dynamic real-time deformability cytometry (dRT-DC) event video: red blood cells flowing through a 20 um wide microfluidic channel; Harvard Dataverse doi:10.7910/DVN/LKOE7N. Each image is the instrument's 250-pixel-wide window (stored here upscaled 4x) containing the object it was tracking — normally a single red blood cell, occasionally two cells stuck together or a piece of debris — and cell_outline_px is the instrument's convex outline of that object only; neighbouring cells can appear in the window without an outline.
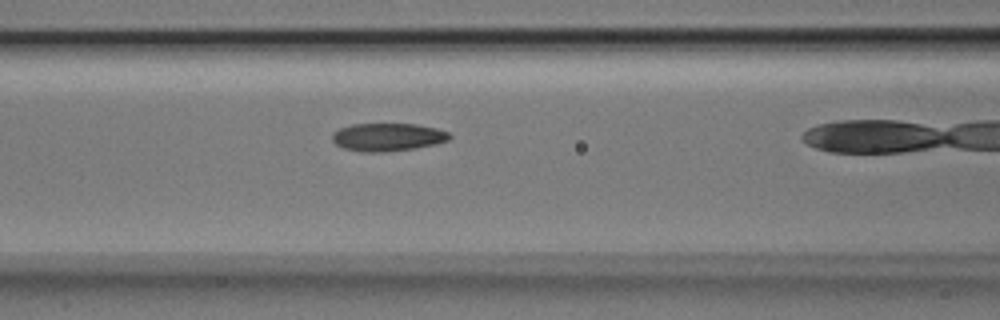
{"species": "Egyptian fruit bat (a non-hibernating species)", "species_latin": "Rousettus aegyptiacus", "temperature_condition": "room temperature", "stored_images_in_passage": 33, "camera_frame_rate_fps": 3000, "um_per_image_px": 0.085, "animal": {"sex": "male"}, "frame": {"image": 1, "passage_image": 14, "time_ms": 4.333, "image_size_px": [1000, 320], "cell_outline_px": [[452, 136], [448, 140], [436, 144], [416, 148], [388, 152], [360, 152], [344, 148], [336, 144], [332, 140], [332, 132], [340, 128], [352, 124], [416, 124], [436, 128], [448, 132]], "centroid_in_image_um": [32.95, 11.66], "position_along_channel_um": 133.7, "area_um2": 19.25}}
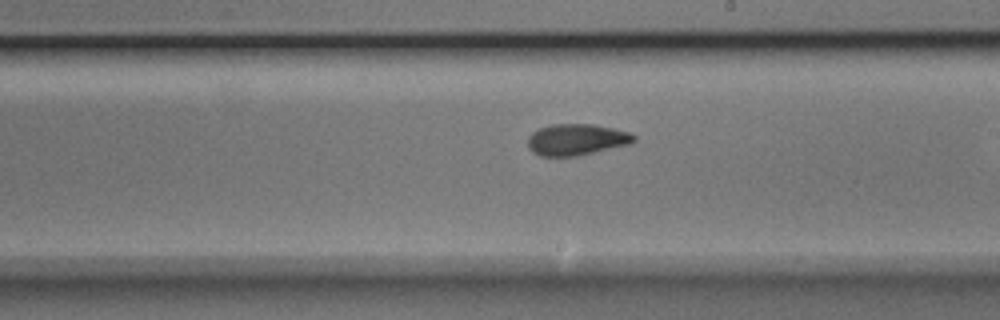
{"frame": {"image": 2, "passage_image": 22, "time_ms": 7.0, "image_size_px": [1000, 320], "cell_outline_px": [[636, 140], [628, 144], [576, 156], [540, 156], [532, 152], [528, 148], [528, 136], [532, 132], [540, 128], [552, 124], [592, 124], [612, 128], [628, 132], [636, 136]], "centroid_in_image_um": [48.96, 11.86], "position_along_channel_um": 240.0, "area_um2": 19.25}}
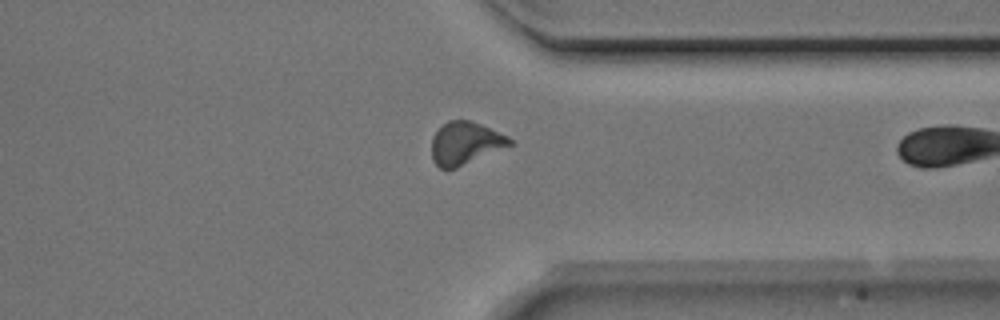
{"frame": {"image": 3, "passage_image": 32, "time_ms": 10.333, "image_size_px": [1000, 320], "cell_outline_px": [[516, 144], [456, 168], [440, 168], [432, 160], [432, 136], [448, 120], [468, 120], [480, 124], [508, 136]], "centroid_in_image_um": [39.58, 12.18], "position_along_channel_um": 371.8, "area_um2": 19.42}}